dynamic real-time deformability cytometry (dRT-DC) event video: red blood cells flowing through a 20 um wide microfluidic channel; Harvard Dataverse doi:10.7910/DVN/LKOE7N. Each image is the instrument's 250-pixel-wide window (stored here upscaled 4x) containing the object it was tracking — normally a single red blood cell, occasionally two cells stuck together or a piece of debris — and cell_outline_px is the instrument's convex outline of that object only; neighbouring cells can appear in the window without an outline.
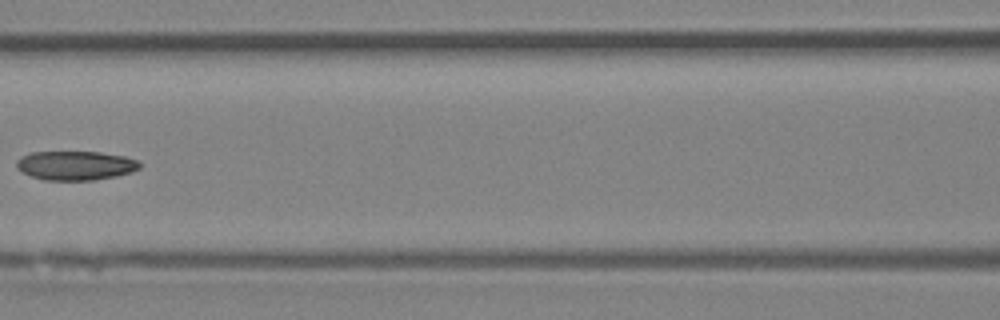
{"species": "Egyptian fruit bat (a non-hibernating species)", "species_latin": "Rousettus aegyptiacus", "temperature_condition": "room temperature", "stored_images_in_passage": 6, "camera_frame_rate_fps": 3000, "um_per_image_px": 0.085, "animal": {"sex": "female"}, "frame": {"image": 1, "passage_image": 6, "time_ms": 6.667, "image_size_px": [1000, 320], "cell_outline_px": [[140, 168], [132, 172], [116, 176], [92, 180], [44, 180], [32, 176], [16, 168], [16, 160], [20, 156], [32, 152], [100, 152], [124, 156], [140, 160]], "centroid_in_image_um": [6.43, 14.06], "position_along_channel_um": 160.2, "area_um2": 20.98}}